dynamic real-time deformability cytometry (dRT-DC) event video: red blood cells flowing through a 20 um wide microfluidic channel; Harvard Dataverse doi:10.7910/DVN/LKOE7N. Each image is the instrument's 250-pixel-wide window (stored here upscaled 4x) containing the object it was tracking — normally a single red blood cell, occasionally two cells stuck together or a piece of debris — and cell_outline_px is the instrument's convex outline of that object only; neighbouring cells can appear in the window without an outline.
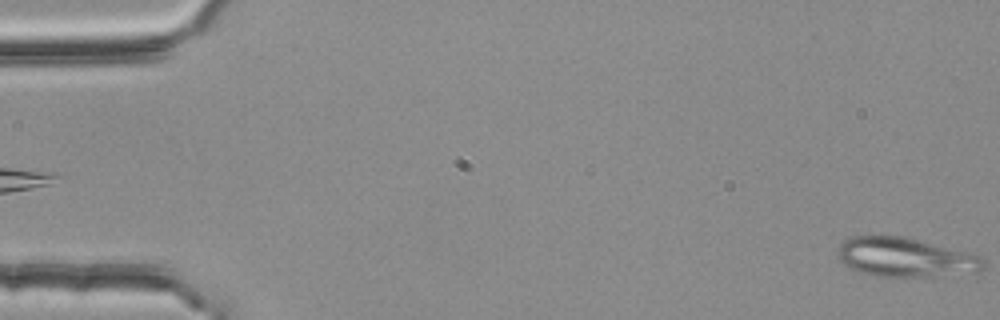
{"species": "common noctule bat (a hibernating species)", "species_latin": "Nyctalus noctula", "temperature_condition": "room temperature", "stored_images_in_passage": 5, "segment_of_instrument_passage": [2, 2], "camera_frame_rate_fps": 3000, "um_per_image_px": 0.085, "animal": {"sex": "female", "body_mass_g": 25.1}, "frame": {"image": 1, "passage_image": 5, "time_ms": 1.333, "image_size_px": [1000, 320], "cell_outline_px": [[984, 268], [976, 272], [936, 276], [872, 276], [860, 272], [844, 264], [840, 260], [836, 252], [836, 248], [848, 236], [908, 236], [980, 256], [984, 260]], "centroid_in_image_um": [76.91, 21.86], "position_along_channel_um": 8.1, "area_um2": 33.41}}